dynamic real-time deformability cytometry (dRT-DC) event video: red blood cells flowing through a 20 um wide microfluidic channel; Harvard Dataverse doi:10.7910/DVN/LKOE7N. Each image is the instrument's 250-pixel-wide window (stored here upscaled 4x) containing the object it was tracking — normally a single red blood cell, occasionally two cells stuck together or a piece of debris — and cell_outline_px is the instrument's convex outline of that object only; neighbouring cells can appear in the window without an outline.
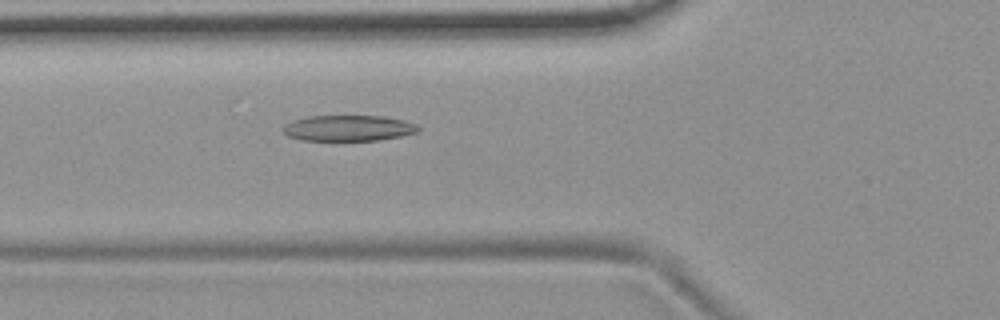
{"species": "common noctule bat (a hibernating species)", "species_latin": "Nyctalus noctula", "temperature_condition": "room temperature", "stored_images_in_passage": 6, "camera_frame_rate_fps": 3000, "um_per_image_px": 0.085, "animal": {"sex": "female", "body_mass_g": 19.9}, "frame": {"image": 1, "passage_image": 6, "time_ms": 1.667, "image_size_px": [1000, 320], "cell_outline_px": [[420, 128], [416, 132], [400, 136], [376, 140], [300, 140], [288, 136], [284, 132], [284, 124], [292, 120], [308, 116], [384, 116], [404, 120], [416, 124]], "centroid_in_image_um": [29.59, 10.88], "position_along_channel_um": 96.2, "area_um2": 20.23}}